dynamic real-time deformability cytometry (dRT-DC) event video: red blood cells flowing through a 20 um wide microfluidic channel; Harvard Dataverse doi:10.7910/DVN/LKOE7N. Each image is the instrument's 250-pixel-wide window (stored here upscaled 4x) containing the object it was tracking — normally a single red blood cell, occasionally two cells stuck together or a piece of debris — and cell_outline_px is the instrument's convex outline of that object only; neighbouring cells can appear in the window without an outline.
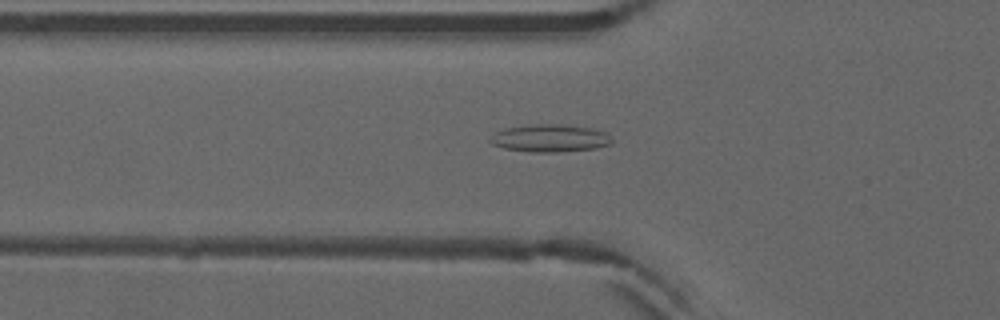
{"species": "common noctule bat (a hibernating species)", "species_latin": "Nyctalus noctula", "temperature_condition": "warm", "stored_images_in_passage": 52, "camera_frame_rate_fps": 3000, "um_per_image_px": 0.085, "animal": {"sex": "male", "forearm_length_mm": 52.5}, "frame": {"image": 1, "passage_image": 19, "time_ms": 6.0, "image_size_px": [1000, 320], "cell_outline_px": [[612, 144], [596, 148], [556, 152], [532, 152], [504, 148], [492, 144], [488, 140], [496, 132], [504, 128], [536, 124], [560, 124], [592, 128], [604, 132], [612, 140]], "centroid_in_image_um": [46.74, 11.75], "position_along_channel_um": 79.1, "area_um2": 19.42}}
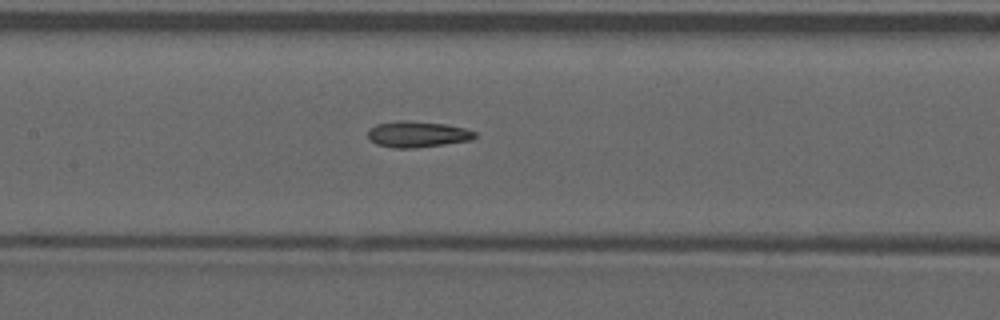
{"frame": {"image": 2, "passage_image": 26, "time_ms": 8.333, "image_size_px": [1000, 320], "cell_outline_px": [[476, 136], [472, 140], [416, 148], [392, 148], [376, 144], [368, 136], [368, 132], [376, 124], [400, 120], [404, 120], [444, 124], [464, 128], [476, 132]], "centroid_in_image_um": [35.49, 11.42], "position_along_channel_um": 171.9, "area_um2": 16.13}}
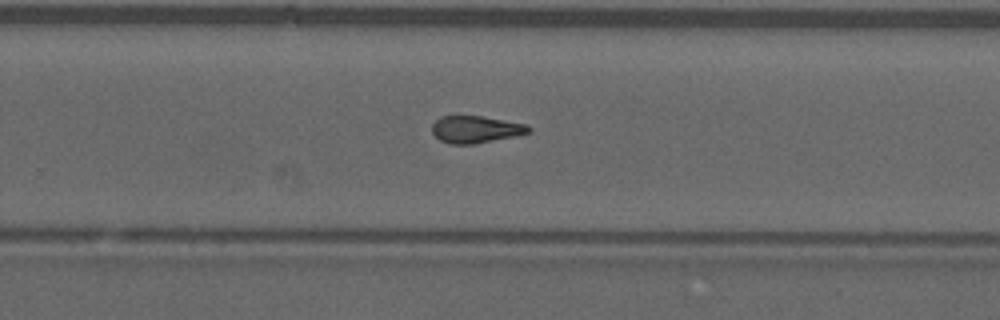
{"frame": {"image": 3, "passage_image": 35, "time_ms": 11.333, "image_size_px": [1000, 320], "cell_outline_px": [[532, 132], [472, 144], [448, 144], [440, 140], [432, 132], [432, 124], [440, 116], [480, 116], [528, 124], [532, 128]], "centroid_in_image_um": [40.43, 10.99], "position_along_channel_um": 289.4, "area_um2": 15.14}}